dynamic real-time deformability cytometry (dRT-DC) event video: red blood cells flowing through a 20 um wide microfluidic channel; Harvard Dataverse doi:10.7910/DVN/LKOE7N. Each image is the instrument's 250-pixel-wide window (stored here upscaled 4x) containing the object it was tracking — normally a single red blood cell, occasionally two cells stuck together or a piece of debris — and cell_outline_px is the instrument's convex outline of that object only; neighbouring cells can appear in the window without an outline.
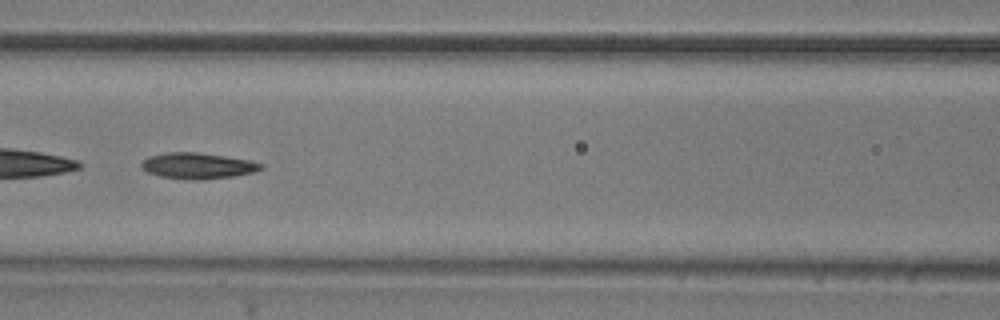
{"species": "common noctule bat (a hibernating species)", "species_latin": "Nyctalus noctula", "temperature_condition": "room temperature", "stored_images_in_passage": 52, "camera_frame_rate_fps": 3000, "um_per_image_px": 0.085, "animal": {"sex": "male", "body_mass_g": 20.5, "forearm_length_mm": 52.5}, "frame": {"image": 1, "passage_image": 23, "time_ms": 7.333, "image_size_px": [1000, 320], "cell_outline_px": [[264, 168], [252, 172], [232, 176], [204, 180], [192, 180], [160, 176], [148, 172], [140, 168], [140, 164], [148, 156], [168, 152], [196, 152], [224, 156], [248, 160], [264, 164]], "centroid_in_image_um": [16.78, 14.09], "position_along_channel_um": 149.8, "area_um2": 18.03}}
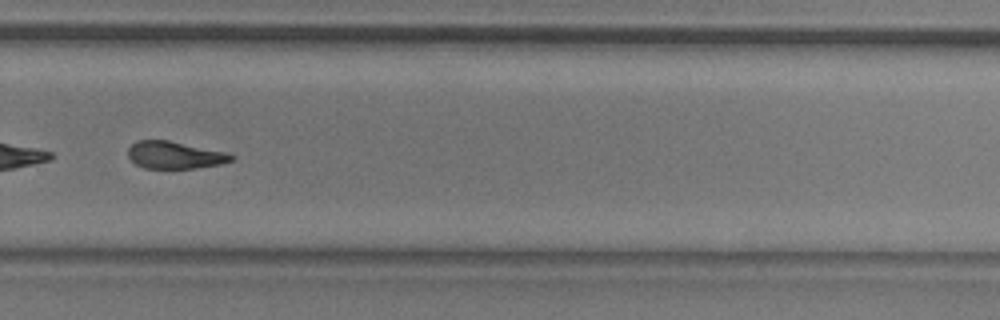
{"frame": {"image": 2, "passage_image": 36, "time_ms": 11.667, "image_size_px": [1000, 320], "cell_outline_px": [[236, 156], [232, 160], [220, 164], [196, 168], [144, 168], [136, 164], [128, 156], [128, 148], [136, 140], [168, 140], [228, 152]], "centroid_in_image_um": [14.87, 13.17], "position_along_channel_um": 314.9, "area_um2": 16.47}}
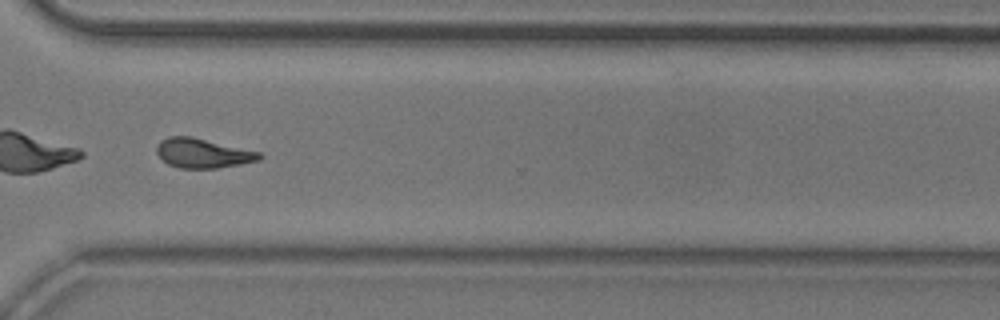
{"frame": {"image": 3, "passage_image": 39, "time_ms": 12.667, "image_size_px": [1000, 320], "cell_outline_px": [[264, 156], [260, 160], [240, 164], [216, 168], [180, 168], [168, 164], [156, 152], [156, 148], [160, 140], [168, 136], [192, 136], [260, 152]], "centroid_in_image_um": [17.24, 13.01], "position_along_channel_um": 353.4, "area_um2": 17.63}, "authors_computed_cell_mechanics": {"area_um2": 18.3515, "velocity_mm_per_s": 3.8294, "shape_relaxation_time_tau1_ms": 5.0035, "shape_relaxation_time_tau2_ms": 8.8844, "deformation_change_tau1": 0.1705, "deformation_change_tau2": 0.1744}}